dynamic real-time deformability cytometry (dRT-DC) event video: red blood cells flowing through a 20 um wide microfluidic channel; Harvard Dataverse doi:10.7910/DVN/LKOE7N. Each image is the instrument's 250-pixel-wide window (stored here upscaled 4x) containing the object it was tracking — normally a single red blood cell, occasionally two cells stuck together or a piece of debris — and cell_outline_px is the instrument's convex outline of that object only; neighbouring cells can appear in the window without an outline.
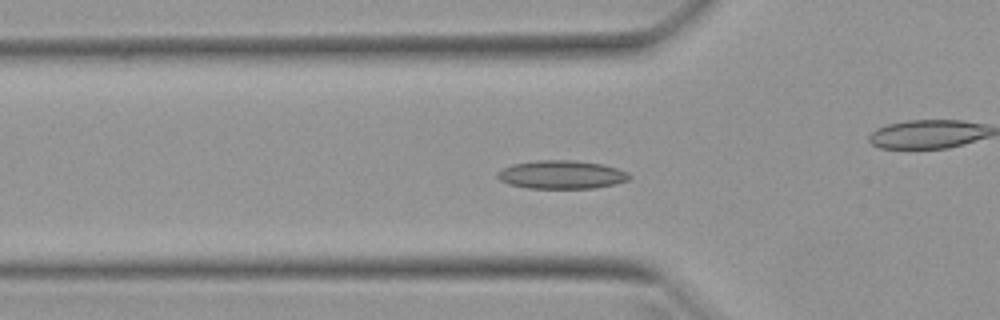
{"species": "Egyptian fruit bat (a non-hibernating species)", "species_latin": "Rousettus aegyptiacus", "temperature_condition": "warm", "stored_images_in_passage": 52, "camera_frame_rate_fps": 3000, "um_per_image_px": 0.085, "animal": {"sex": "female"}, "frame": {"image": 1, "passage_image": 17, "time_ms": 5.333, "image_size_px": [1000, 320], "cell_outline_px": [[632, 176], [628, 180], [616, 184], [592, 188], [528, 188], [508, 184], [500, 180], [496, 176], [496, 172], [512, 164], [536, 160], [572, 160], [604, 164], [628, 172]], "centroid_in_image_um": [47.73, 14.84], "position_along_channel_um": 78.1, "area_um2": 21.91}}
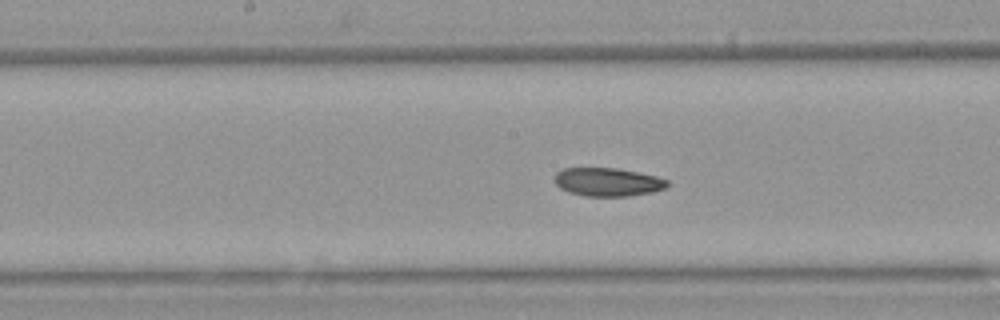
{"frame": {"image": 2, "passage_image": 26, "time_ms": 8.333, "image_size_px": [1000, 320], "cell_outline_px": [[668, 188], [652, 192], [628, 196], [584, 196], [568, 192], [560, 188], [556, 184], [556, 172], [564, 168], [616, 168], [656, 176], [668, 180]], "centroid_in_image_um": [51.67, 15.47], "position_along_channel_um": 196.5, "area_um2": 18.61}}
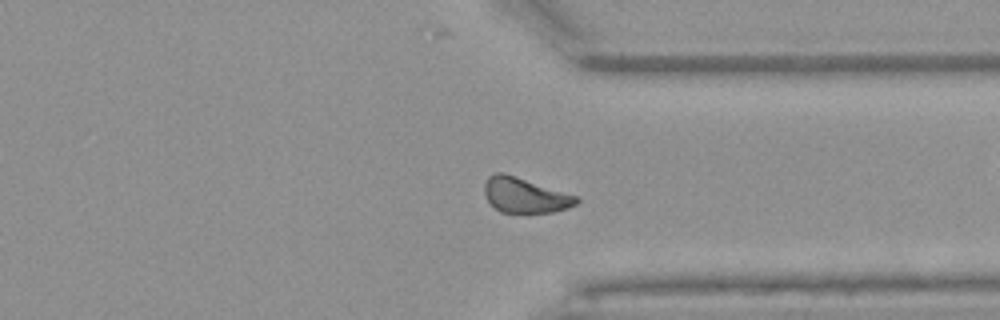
{"frame": {"image": 3, "passage_image": 39, "time_ms": 12.667, "image_size_px": [1000, 320], "cell_outline_px": [[580, 200], [576, 204], [568, 208], [552, 212], [500, 212], [488, 200], [484, 192], [484, 184], [488, 176], [496, 172], [504, 172], [576, 196]], "centroid_in_image_um": [44.6, 16.58], "position_along_channel_um": 366.8, "area_um2": 18.55}, "authors_computed_cell_mechanics": {"area_um2": 19.1607, "velocity_mm_per_s": 3.9438, "shape_relaxation_time_tau1_ms": 8.7353, "shape_relaxation_time_tau2_ms": 5.0003, "deformation_change_tau1": 0.1724, "deformation_change_tau2": 0.1063}}